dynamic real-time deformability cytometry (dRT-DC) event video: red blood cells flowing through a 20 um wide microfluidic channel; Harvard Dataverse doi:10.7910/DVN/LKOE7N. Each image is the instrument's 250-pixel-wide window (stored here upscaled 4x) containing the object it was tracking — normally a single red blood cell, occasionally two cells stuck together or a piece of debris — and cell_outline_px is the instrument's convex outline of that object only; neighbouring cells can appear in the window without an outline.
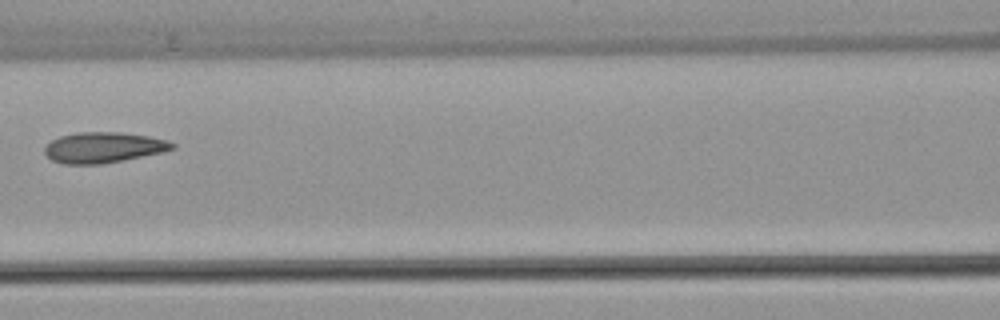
{"species": "common noctule bat (a hibernating species)", "species_latin": "Nyctalus noctula", "temperature_condition": "warm", "stored_images_in_passage": 4, "camera_frame_rate_fps": 3000, "um_per_image_px": 0.085, "animal": {"sex": "female", "body_mass_g": 22.7, "forearm_length_mm": 54.2}, "frame": {"image": 1, "passage_image": 4, "time_ms": 1.0, "image_size_px": [1000, 320], "cell_outline_px": [[176, 148], [160, 152], [124, 160], [100, 164], [64, 164], [52, 160], [44, 152], [44, 148], [52, 140], [60, 136], [76, 132], [120, 132], [148, 136], [168, 140], [176, 144]], "centroid_in_image_um": [8.79, 12.53], "position_along_channel_um": 157.8, "area_um2": 22.72}}